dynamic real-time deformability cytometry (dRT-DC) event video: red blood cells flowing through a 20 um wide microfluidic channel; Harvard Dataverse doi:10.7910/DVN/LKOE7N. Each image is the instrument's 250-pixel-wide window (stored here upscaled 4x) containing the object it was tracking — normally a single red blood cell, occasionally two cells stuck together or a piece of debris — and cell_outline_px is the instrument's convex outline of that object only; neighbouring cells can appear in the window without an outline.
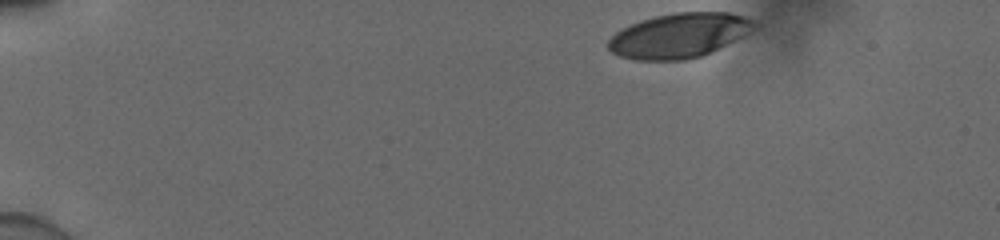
{"species": "human", "species_latin": "Homo sapiens", "temperature_condition": "cold", "stored_images_in_passage": 39, "camera_frame_rate_fps": 3000, "um_per_image_px": 0.085, "donor": {"sex": "male"}, "frame": {"image": 1, "passage_image": 1, "time_ms": 0.0, "image_size_px": [1000, 240], "cell_outline_px": [[756, 24], [740, 36], [700, 56], [684, 60], [636, 60], [620, 56], [612, 52], [608, 48], [608, 40], [616, 32], [632, 24], [656, 16], [676, 12], [728, 12], [744, 16], [752, 20]], "centroid_in_image_um": [57.65, 3.01], "position_along_channel_um": 27.4, "area_um2": 36.93}}
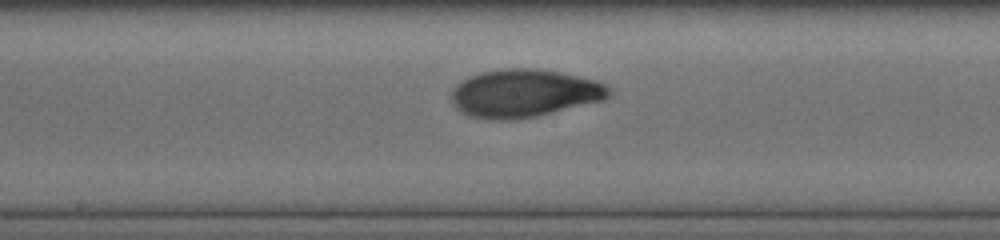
{"frame": {"image": 2, "passage_image": 23, "time_ms": 7.333, "image_size_px": [1000, 240], "cell_outline_px": [[612, 92], [604, 100], [536, 116], [508, 120], [496, 120], [472, 116], [464, 112], [452, 100], [452, 88], [456, 84], [468, 76], [484, 72], [508, 68], [536, 68], [560, 72], [596, 80], [604, 84]], "centroid_in_image_um": [44.58, 7.91], "position_along_channel_um": 203.6, "area_um2": 43.52}}
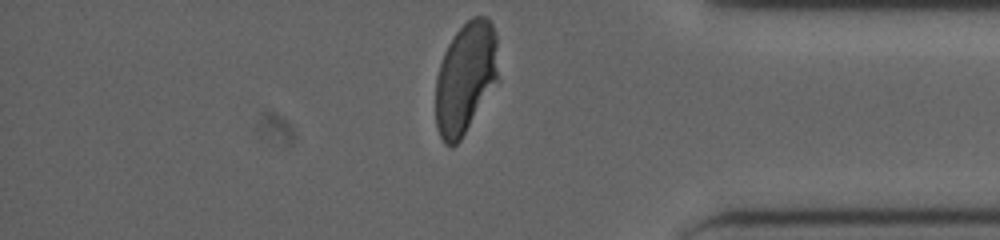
{"frame": {"image": 3, "passage_image": 39, "time_ms": 12.667, "image_size_px": [1000, 240], "cell_outline_px": [[500, 80], [460, 140], [452, 148], [444, 144], [440, 136], [436, 124], [436, 76], [444, 52], [448, 44], [456, 32], [472, 16], [484, 16], [492, 24], [496, 32]], "centroid_in_image_um": [39.6, 6.63], "position_along_channel_um": 395.6, "area_um2": 41.33}, "authors_computed_cell_mechanics": {"area_um2": 41.905, "velocity_mm_per_s": 3.8718, "shape_relaxation_time_tau1_ms": 4.9214, "shape_relaxation_time_tau2_ms": 0.7178, "deformation_change_tau1": 0.2108, "deformation_change_tau2": 0.0472}}